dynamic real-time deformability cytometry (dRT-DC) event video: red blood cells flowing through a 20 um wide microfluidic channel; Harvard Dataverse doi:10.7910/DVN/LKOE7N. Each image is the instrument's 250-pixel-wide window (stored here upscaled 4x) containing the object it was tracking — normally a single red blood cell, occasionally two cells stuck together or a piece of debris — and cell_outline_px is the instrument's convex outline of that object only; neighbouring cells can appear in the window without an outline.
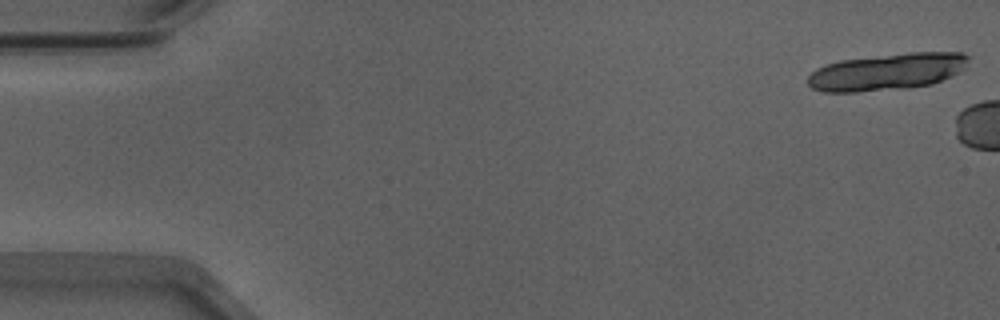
{"species": "Egyptian fruit bat (a non-hibernating species)", "species_latin": "Rousettus aegyptiacus", "temperature_condition": "warm", "stored_images_in_passage": 5, "camera_frame_rate_fps": 3000, "um_per_image_px": 0.085, "animal": {"sex": "male"}, "frame": {"image": 1, "passage_image": 1, "time_ms": 0.0, "image_size_px": [1000, 320], "cell_outline_px": [[972, 56], [964, 68], [960, 72], [952, 76], [932, 84], [908, 88], [856, 92], [824, 92], [812, 88], [808, 84], [808, 76], [816, 68], [840, 60], [912, 52], [960, 52]], "centroid_in_image_um": [75.44, 6.1], "position_along_channel_um": 9.6, "area_um2": 34.62}}